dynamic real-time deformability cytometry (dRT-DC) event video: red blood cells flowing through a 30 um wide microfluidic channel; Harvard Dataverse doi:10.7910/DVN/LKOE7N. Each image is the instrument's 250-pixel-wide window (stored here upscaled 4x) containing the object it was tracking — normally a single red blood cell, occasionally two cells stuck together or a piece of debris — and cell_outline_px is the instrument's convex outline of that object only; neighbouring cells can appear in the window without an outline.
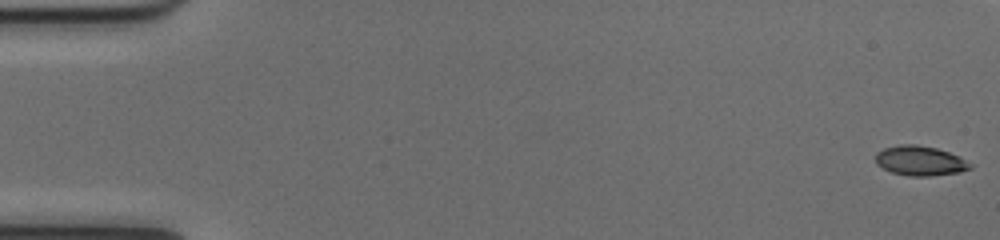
{"species": "common noctule bat (a hibernating species)", "species_latin": "Nyctalus noctula", "temperature_condition": "cold", "stored_images_in_passage": 53, "camera_frame_rate_fps": 3000, "um_per_image_px": 0.085, "animal": {"sex": "female", "body_mass_g": 17.0, "forearm_length_mm": 48.0}, "frame": {"image": 1, "passage_image": 1, "time_ms": 0.0, "image_size_px": [1000, 240], "cell_outline_px": [[968, 168], [960, 172], [932, 176], [908, 176], [892, 172], [876, 164], [876, 156], [884, 148], [908, 144], [912, 144], [936, 148], [948, 152], [956, 156], [968, 164]], "centroid_in_image_um": [78.15, 13.68], "position_along_channel_um": 6.8, "area_um2": 15.72}}
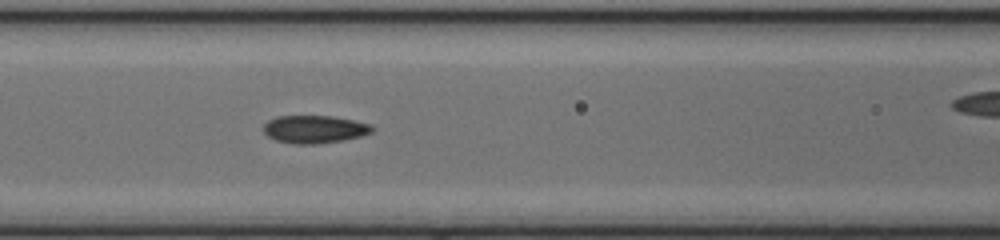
{"frame": {"image": 2, "passage_image": 23, "time_ms": 7.333, "image_size_px": [1000, 240], "cell_outline_px": [[372, 132], [360, 136], [344, 140], [316, 144], [292, 144], [276, 140], [268, 136], [264, 132], [264, 124], [268, 120], [276, 116], [332, 116], [352, 120], [368, 124], [372, 128]], "centroid_in_image_um": [26.68, 10.99], "position_along_channel_um": 139.9, "area_um2": 17.46}}
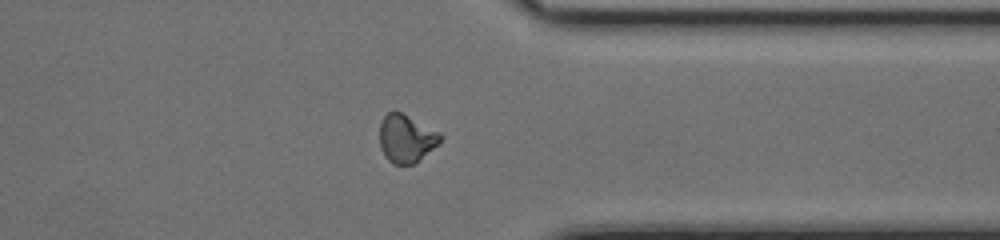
{"frame": {"image": 3, "passage_image": 41, "time_ms": 13.333, "image_size_px": [1000, 240], "cell_outline_px": [[444, 136], [432, 148], [412, 164], [392, 164], [384, 156], [380, 148], [380, 120], [388, 112], [400, 112], [440, 132]], "centroid_in_image_um": [34.49, 11.76], "position_along_channel_um": 376.9, "area_um2": 16.65}, "authors_computed_cell_mechanics": {"area_um2": 16.6464, "velocity_mm_per_s": 4.04, "shape_relaxation_time_tau1_ms": 8.6222, "shape_relaxation_time_tau2_ms": 1.7382, "deformation_change_tau1": 0.1887, "deformation_change_tau2": 0.0738}}